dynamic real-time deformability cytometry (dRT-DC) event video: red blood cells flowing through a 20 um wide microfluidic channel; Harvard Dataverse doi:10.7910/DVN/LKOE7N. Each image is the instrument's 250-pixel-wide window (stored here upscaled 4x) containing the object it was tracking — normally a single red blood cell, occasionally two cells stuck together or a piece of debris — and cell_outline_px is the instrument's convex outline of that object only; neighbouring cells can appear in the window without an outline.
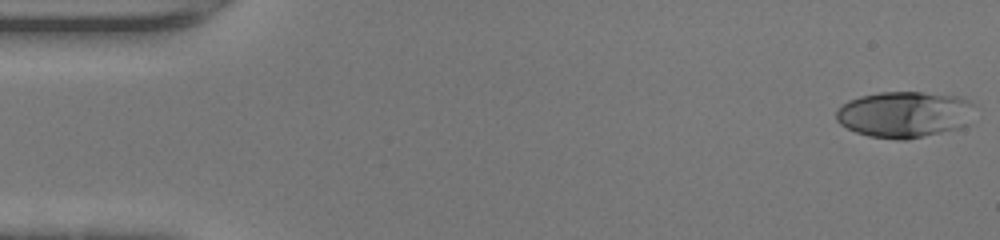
{"species": "human", "species_latin": "Homo sapiens", "temperature_condition": "warm", "stored_images_in_passage": 46, "camera_frame_rate_fps": 3000, "um_per_image_px": 0.085, "donor": {"sex": "female"}, "frame": {"image": 1, "passage_image": 1, "time_ms": 0.0, "image_size_px": [1000, 240], "cell_outline_px": [[976, 104], [968, 124], [960, 128], [908, 140], [896, 140], [868, 136], [856, 132], [840, 124], [836, 120], [836, 112], [848, 100], [860, 96], [880, 92], [920, 92], [956, 96], [968, 100]], "centroid_in_image_um": [76.9, 9.73], "position_along_channel_um": 8.1, "area_um2": 37.51}}
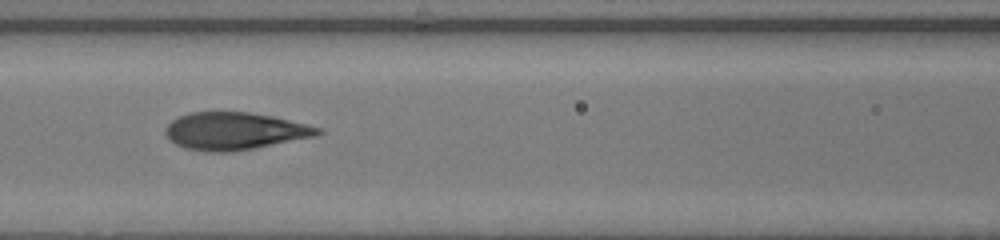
{"frame": {"image": 2, "passage_image": 20, "time_ms": 6.333, "image_size_px": [1000, 240], "cell_outline_px": [[324, 132], [316, 136], [256, 148], [232, 152], [204, 152], [184, 148], [168, 140], [164, 132], [164, 128], [172, 120], [180, 116], [192, 112], [248, 112], [272, 116], [320, 128]], "centroid_in_image_um": [19.9, 11.16], "position_along_channel_um": 146.7, "area_um2": 33.29}}
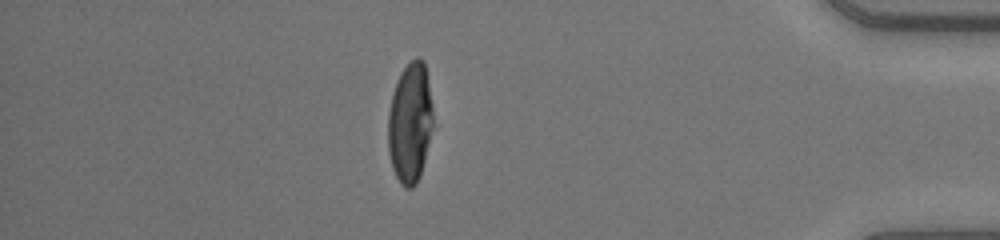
{"frame": {"image": 3, "passage_image": 40, "time_ms": 13.0, "image_size_px": [1000, 240], "cell_outline_px": [[432, 128], [420, 176], [416, 184], [412, 188], [404, 188], [400, 184], [392, 168], [388, 152], [388, 112], [392, 96], [400, 72], [416, 56], [420, 56], [424, 60], [432, 104]], "centroid_in_image_um": [34.84, 10.45], "position_along_channel_um": 400.4, "area_um2": 31.5}, "authors_computed_cell_mechanics": {"area_um2": 33.6107, "velocity_mm_per_s": 4.4566, "shape_relaxation_time_tau1_ms": 4.3593, "shape_relaxation_time_tau2_ms": null, "deformation_change_tau1": 0.2698, "deformation_change_tau2": null}}